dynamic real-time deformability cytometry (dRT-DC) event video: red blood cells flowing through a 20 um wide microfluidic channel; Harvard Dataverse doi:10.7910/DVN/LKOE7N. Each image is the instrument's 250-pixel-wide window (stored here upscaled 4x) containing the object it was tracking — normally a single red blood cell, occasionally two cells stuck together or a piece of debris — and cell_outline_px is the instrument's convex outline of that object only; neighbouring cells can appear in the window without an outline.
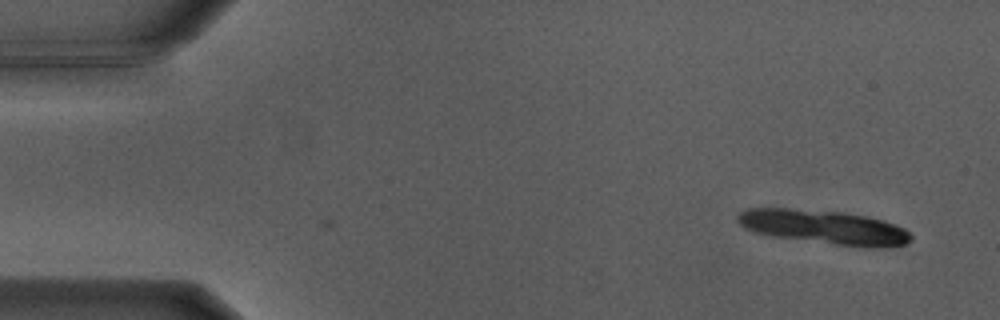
{"species": "Egyptian fruit bat (a non-hibernating species)", "species_latin": "Rousettus aegyptiacus", "temperature_condition": "warm", "stored_images_in_passage": 2, "camera_frame_rate_fps": 3000, "um_per_image_px": 0.085, "animal": {"sex": "male"}, "frame": {"image": 1, "passage_image": 2, "time_ms": 0.333, "image_size_px": [1000, 320], "cell_outline_px": [[912, 236], [904, 244], [868, 248], [772, 236], [756, 232], [744, 228], [736, 220], [736, 216], [740, 212], [748, 208], [788, 208], [844, 212], [868, 216], [884, 220], [904, 228]], "centroid_in_image_um": [70.01, 19.28], "position_along_channel_um": 15.0, "area_um2": 34.16}}